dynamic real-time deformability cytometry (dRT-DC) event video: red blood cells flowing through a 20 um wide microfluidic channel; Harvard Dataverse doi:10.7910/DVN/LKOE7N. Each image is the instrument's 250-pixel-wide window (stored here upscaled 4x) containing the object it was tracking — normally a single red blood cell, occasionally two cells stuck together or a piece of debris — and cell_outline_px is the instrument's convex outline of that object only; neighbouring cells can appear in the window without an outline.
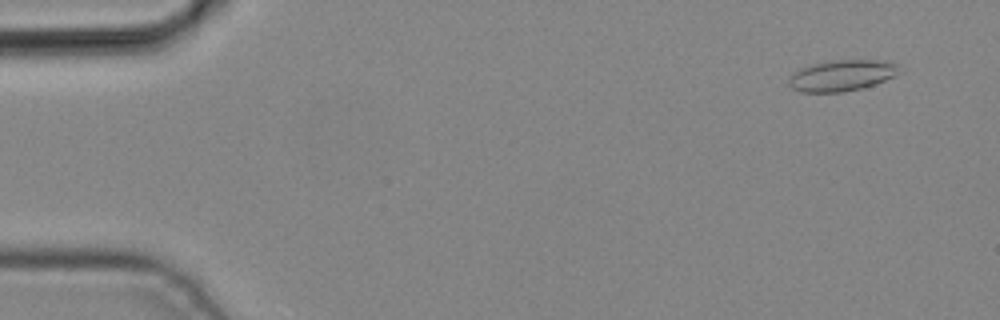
{"species": "common noctule bat (a hibernating species)", "species_latin": "Nyctalus noctula", "temperature_condition": "cold", "stored_images_in_passage": 4, "camera_frame_rate_fps": 3000, "um_per_image_px": 0.085, "animal": {"sex": "male", "body_mass_g": 19.2, "forearm_length_mm": 51.8}, "frame": {"image": 1, "passage_image": 1, "time_ms": 0.0, "image_size_px": [1000, 320], "cell_outline_px": [[896, 76], [860, 88], [844, 92], [800, 92], [792, 88], [788, 84], [788, 80], [800, 68], [812, 64], [832, 60], [884, 60], [896, 64]], "centroid_in_image_um": [71.51, 6.41], "position_along_channel_um": 13.5, "area_um2": 19.65}}